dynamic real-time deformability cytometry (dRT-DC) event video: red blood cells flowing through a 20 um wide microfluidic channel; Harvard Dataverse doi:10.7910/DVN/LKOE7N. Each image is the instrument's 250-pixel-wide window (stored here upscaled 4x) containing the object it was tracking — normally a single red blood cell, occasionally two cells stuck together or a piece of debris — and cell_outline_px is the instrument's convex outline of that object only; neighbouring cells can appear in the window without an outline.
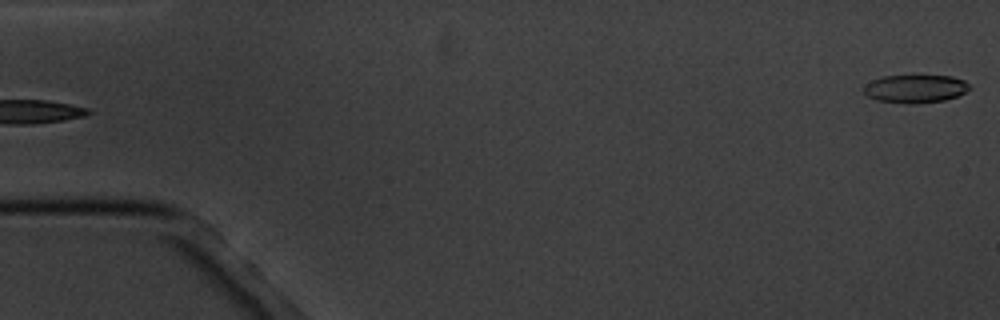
{"species": "common noctule bat (a hibernating species)", "species_latin": "Nyctalus noctula", "temperature_condition": "cold", "stored_images_in_passage": 4, "segment_of_instrument_passage": [2, 2], "camera_frame_rate_fps": 3000, "um_per_image_px": 0.085, "animal": {"sex": "male", "body_mass_g": 20.1, "forearm_length_mm": 53.5}, "frame": {"image": 1, "passage_image": 4, "time_ms": 4.333, "image_size_px": [1000, 320], "cell_outline_px": [[972, 88], [956, 96], [944, 100], [916, 104], [904, 104], [876, 100], [868, 96], [864, 92], [864, 84], [872, 80], [884, 76], [916, 72], [952, 76], [964, 80]], "centroid_in_image_um": [77.79, 7.49], "position_along_channel_um": 7.2, "area_um2": 18.32}}